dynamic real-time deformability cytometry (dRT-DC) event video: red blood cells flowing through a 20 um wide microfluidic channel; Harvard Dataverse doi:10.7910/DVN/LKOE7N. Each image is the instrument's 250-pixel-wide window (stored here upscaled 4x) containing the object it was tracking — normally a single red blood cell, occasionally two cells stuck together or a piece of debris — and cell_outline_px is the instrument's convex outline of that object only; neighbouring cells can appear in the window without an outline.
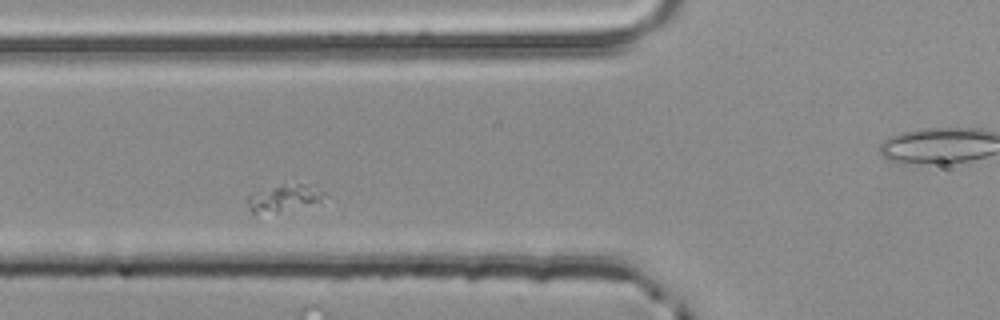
{"species": "common noctule bat (a hibernating species)", "species_latin": "Nyctalus noctula", "temperature_condition": "room temperature", "stored_images_in_passage": 43, "segment_of_instrument_passage": [2, 2], "camera_frame_rate_fps": 3000, "um_per_image_px": 0.085, "animal": {"sex": "male", "body_mass_g": 20.4}, "frame": {"image": 1, "passage_image": 15, "time_ms": 4.667, "image_size_px": [1000, 320], "cell_outline_px": [[328, 196], [320, 200], [276, 212], [252, 212], [244, 200], [252, 192], [292, 172], [316, 184]], "centroid_in_image_um": [24.18, 16.53], "position_along_channel_um": 101.6, "area_um2": 14.33}}
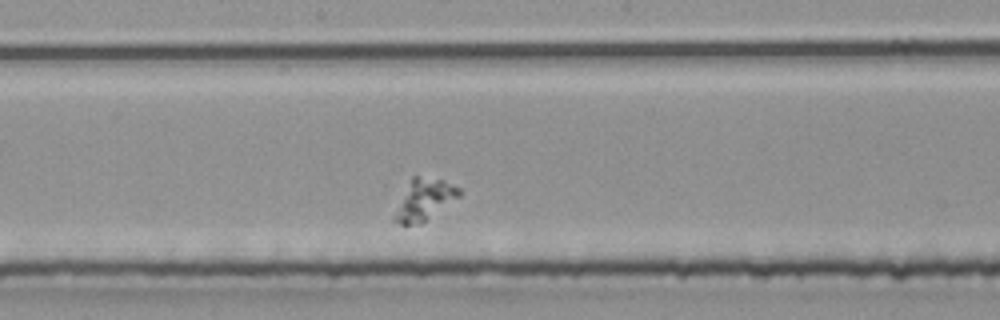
{"frame": {"image": 2, "passage_image": 24, "time_ms": 7.667, "image_size_px": [1000, 320], "cell_outline_px": [[464, 192], [460, 196], [420, 224], [400, 224], [392, 220], [392, 216], [412, 176], [416, 176], [444, 180], [460, 188]], "centroid_in_image_um": [36.07, 16.97], "position_along_channel_um": 212.1, "area_um2": 15.32}}
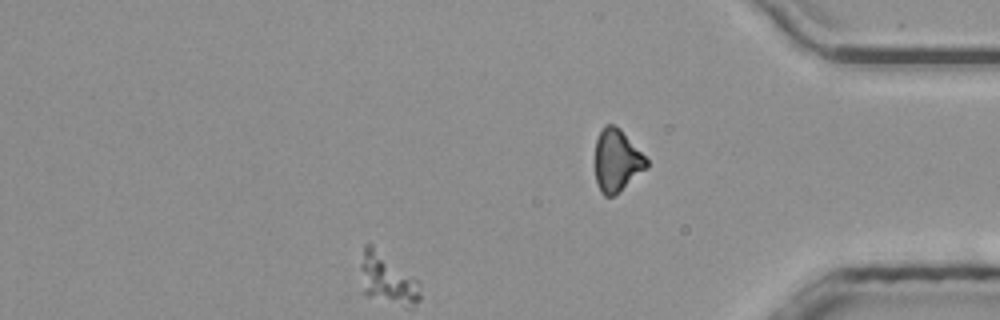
{"frame": {"image": 3, "passage_image": 43, "time_ms": 14.0, "image_size_px": [1000, 320], "cell_outline_px": [[648, 168], [612, 196], [604, 196], [600, 192], [596, 180], [596, 140], [604, 124], [612, 124], [620, 128], [648, 160]], "centroid_in_image_um": [52.43, 13.63], "position_along_channel_um": 382.8, "area_um2": 18.44}}